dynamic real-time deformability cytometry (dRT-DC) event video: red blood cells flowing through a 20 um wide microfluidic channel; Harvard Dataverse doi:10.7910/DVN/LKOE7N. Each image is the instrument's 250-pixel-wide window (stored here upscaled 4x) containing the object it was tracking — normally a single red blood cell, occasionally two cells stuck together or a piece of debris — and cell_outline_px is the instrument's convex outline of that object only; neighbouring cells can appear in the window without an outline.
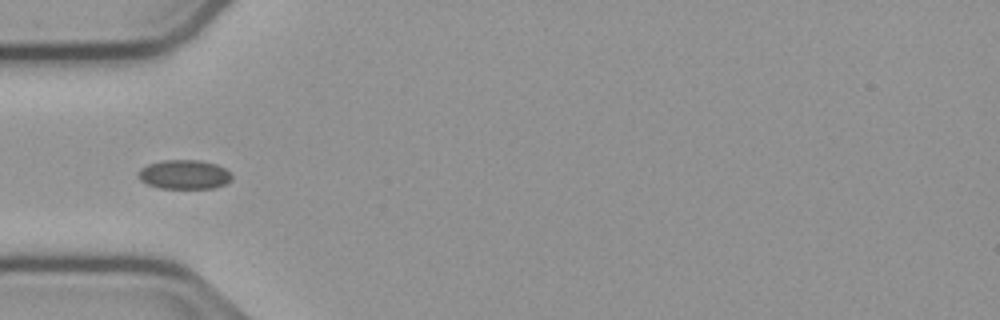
{"species": "common noctule bat (a hibernating species)", "species_latin": "Nyctalus noctula", "temperature_condition": "cold", "stored_images_in_passage": 29, "camera_frame_rate_fps": 3000, "um_per_image_px": 0.085, "animal": {"sex": "male", "body_mass_g": 23.1, "forearm_length_mm": 52.7}, "frame": {"image": 1, "passage_image": 1, "time_ms": 0.0, "image_size_px": [1000, 320], "cell_outline_px": [[232, 176], [224, 184], [216, 188], [160, 188], [148, 184], [140, 180], [140, 168], [148, 164], [164, 160], [200, 160], [216, 164], [224, 168]], "centroid_in_image_um": [15.66, 14.83], "position_along_channel_um": 69.3, "area_um2": 15.66}}
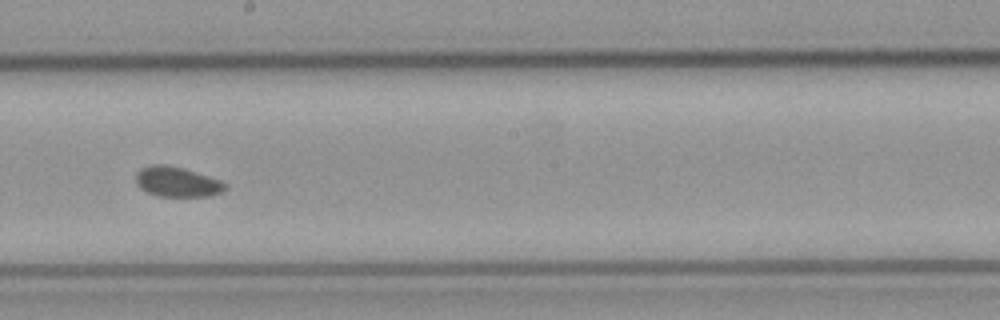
{"frame": {"image": 2, "passage_image": 14, "time_ms": 4.333, "image_size_px": [1000, 320], "cell_outline_px": [[228, 188], [212, 196], [156, 196], [140, 188], [136, 184], [136, 172], [140, 168], [152, 164], [164, 164], [184, 168], [220, 180], [228, 184]], "centroid_in_image_um": [15.05, 15.45], "position_along_channel_um": 233.2, "area_um2": 15.78}}
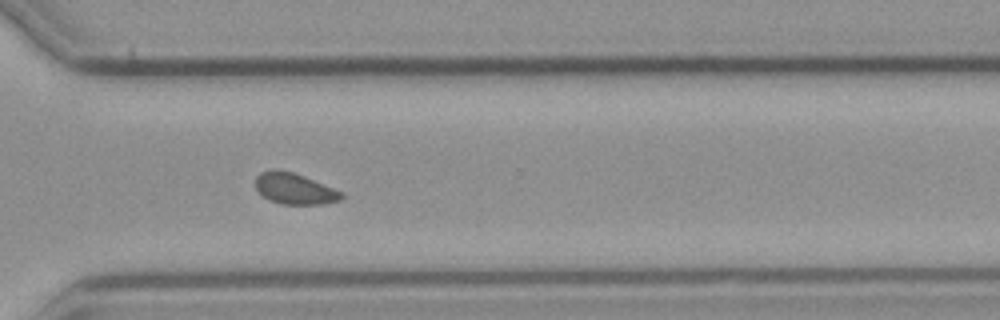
{"frame": {"image": 3, "passage_image": 23, "time_ms": 7.333, "image_size_px": [1000, 320], "cell_outline_px": [[344, 196], [340, 200], [320, 204], [280, 204], [268, 200], [256, 188], [256, 176], [260, 172], [276, 168], [292, 172], [304, 176], [344, 192]], "centroid_in_image_um": [25.03, 16.03], "position_along_channel_um": 345.6, "area_um2": 15.61}}